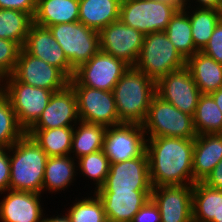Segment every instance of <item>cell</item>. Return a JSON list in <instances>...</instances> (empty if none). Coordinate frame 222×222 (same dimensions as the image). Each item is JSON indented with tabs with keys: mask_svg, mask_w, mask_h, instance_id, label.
<instances>
[{
	"mask_svg": "<svg viewBox=\"0 0 222 222\" xmlns=\"http://www.w3.org/2000/svg\"><path fill=\"white\" fill-rule=\"evenodd\" d=\"M122 0H79V22L96 31L119 20Z\"/></svg>",
	"mask_w": 222,
	"mask_h": 222,
	"instance_id": "23",
	"label": "cell"
},
{
	"mask_svg": "<svg viewBox=\"0 0 222 222\" xmlns=\"http://www.w3.org/2000/svg\"><path fill=\"white\" fill-rule=\"evenodd\" d=\"M129 68L130 66L123 60L99 50L89 61L75 69L69 84L113 91L121 76Z\"/></svg>",
	"mask_w": 222,
	"mask_h": 222,
	"instance_id": "9",
	"label": "cell"
},
{
	"mask_svg": "<svg viewBox=\"0 0 222 222\" xmlns=\"http://www.w3.org/2000/svg\"><path fill=\"white\" fill-rule=\"evenodd\" d=\"M201 94H210L222 87V64L198 51L186 61Z\"/></svg>",
	"mask_w": 222,
	"mask_h": 222,
	"instance_id": "22",
	"label": "cell"
},
{
	"mask_svg": "<svg viewBox=\"0 0 222 222\" xmlns=\"http://www.w3.org/2000/svg\"><path fill=\"white\" fill-rule=\"evenodd\" d=\"M23 49L50 65L59 68L69 79L75 69L70 65L60 44L55 40L48 27L31 24Z\"/></svg>",
	"mask_w": 222,
	"mask_h": 222,
	"instance_id": "18",
	"label": "cell"
},
{
	"mask_svg": "<svg viewBox=\"0 0 222 222\" xmlns=\"http://www.w3.org/2000/svg\"><path fill=\"white\" fill-rule=\"evenodd\" d=\"M194 1L195 0H192V2L195 3L193 7L196 8L215 9L218 11H221L222 8V0H196L195 2ZM190 2L191 0H183L184 6L190 7L192 5Z\"/></svg>",
	"mask_w": 222,
	"mask_h": 222,
	"instance_id": "42",
	"label": "cell"
},
{
	"mask_svg": "<svg viewBox=\"0 0 222 222\" xmlns=\"http://www.w3.org/2000/svg\"><path fill=\"white\" fill-rule=\"evenodd\" d=\"M10 160L9 148L0 147V194L9 189Z\"/></svg>",
	"mask_w": 222,
	"mask_h": 222,
	"instance_id": "39",
	"label": "cell"
},
{
	"mask_svg": "<svg viewBox=\"0 0 222 222\" xmlns=\"http://www.w3.org/2000/svg\"><path fill=\"white\" fill-rule=\"evenodd\" d=\"M194 139L147 138L146 152L152 187L193 185Z\"/></svg>",
	"mask_w": 222,
	"mask_h": 222,
	"instance_id": "1",
	"label": "cell"
},
{
	"mask_svg": "<svg viewBox=\"0 0 222 222\" xmlns=\"http://www.w3.org/2000/svg\"><path fill=\"white\" fill-rule=\"evenodd\" d=\"M178 9L156 0H123L119 19L143 35L165 31Z\"/></svg>",
	"mask_w": 222,
	"mask_h": 222,
	"instance_id": "8",
	"label": "cell"
},
{
	"mask_svg": "<svg viewBox=\"0 0 222 222\" xmlns=\"http://www.w3.org/2000/svg\"><path fill=\"white\" fill-rule=\"evenodd\" d=\"M183 9L187 12L190 19L193 43L201 51L208 43L214 28L222 19V11L192 6H184Z\"/></svg>",
	"mask_w": 222,
	"mask_h": 222,
	"instance_id": "29",
	"label": "cell"
},
{
	"mask_svg": "<svg viewBox=\"0 0 222 222\" xmlns=\"http://www.w3.org/2000/svg\"><path fill=\"white\" fill-rule=\"evenodd\" d=\"M156 94L180 111L194 116L201 95L187 66L174 70L156 82Z\"/></svg>",
	"mask_w": 222,
	"mask_h": 222,
	"instance_id": "12",
	"label": "cell"
},
{
	"mask_svg": "<svg viewBox=\"0 0 222 222\" xmlns=\"http://www.w3.org/2000/svg\"><path fill=\"white\" fill-rule=\"evenodd\" d=\"M193 125L197 135L222 133V112L210 94H201Z\"/></svg>",
	"mask_w": 222,
	"mask_h": 222,
	"instance_id": "31",
	"label": "cell"
},
{
	"mask_svg": "<svg viewBox=\"0 0 222 222\" xmlns=\"http://www.w3.org/2000/svg\"><path fill=\"white\" fill-rule=\"evenodd\" d=\"M0 89L9 98L17 121L25 131L38 120L53 94L51 90L20 82L12 75L0 82Z\"/></svg>",
	"mask_w": 222,
	"mask_h": 222,
	"instance_id": "6",
	"label": "cell"
},
{
	"mask_svg": "<svg viewBox=\"0 0 222 222\" xmlns=\"http://www.w3.org/2000/svg\"><path fill=\"white\" fill-rule=\"evenodd\" d=\"M48 156L26 133L9 147V189L42 194Z\"/></svg>",
	"mask_w": 222,
	"mask_h": 222,
	"instance_id": "2",
	"label": "cell"
},
{
	"mask_svg": "<svg viewBox=\"0 0 222 222\" xmlns=\"http://www.w3.org/2000/svg\"><path fill=\"white\" fill-rule=\"evenodd\" d=\"M12 76L27 85L53 92L64 89L69 78L57 67L28 54L21 48Z\"/></svg>",
	"mask_w": 222,
	"mask_h": 222,
	"instance_id": "13",
	"label": "cell"
},
{
	"mask_svg": "<svg viewBox=\"0 0 222 222\" xmlns=\"http://www.w3.org/2000/svg\"><path fill=\"white\" fill-rule=\"evenodd\" d=\"M186 66L164 31L144 35L142 49L134 68L157 82L168 73Z\"/></svg>",
	"mask_w": 222,
	"mask_h": 222,
	"instance_id": "4",
	"label": "cell"
},
{
	"mask_svg": "<svg viewBox=\"0 0 222 222\" xmlns=\"http://www.w3.org/2000/svg\"><path fill=\"white\" fill-rule=\"evenodd\" d=\"M210 95L218 105L219 109L222 112V87L219 88L217 91L211 92Z\"/></svg>",
	"mask_w": 222,
	"mask_h": 222,
	"instance_id": "44",
	"label": "cell"
},
{
	"mask_svg": "<svg viewBox=\"0 0 222 222\" xmlns=\"http://www.w3.org/2000/svg\"><path fill=\"white\" fill-rule=\"evenodd\" d=\"M25 133L17 121L9 98L0 89V147L9 148Z\"/></svg>",
	"mask_w": 222,
	"mask_h": 222,
	"instance_id": "33",
	"label": "cell"
},
{
	"mask_svg": "<svg viewBox=\"0 0 222 222\" xmlns=\"http://www.w3.org/2000/svg\"><path fill=\"white\" fill-rule=\"evenodd\" d=\"M146 138L175 137L195 139L193 116L180 111L157 94L153 96L145 121L141 124Z\"/></svg>",
	"mask_w": 222,
	"mask_h": 222,
	"instance_id": "5",
	"label": "cell"
},
{
	"mask_svg": "<svg viewBox=\"0 0 222 222\" xmlns=\"http://www.w3.org/2000/svg\"><path fill=\"white\" fill-rule=\"evenodd\" d=\"M77 97L80 121L105 127L119 125L113 91H103L83 85H71Z\"/></svg>",
	"mask_w": 222,
	"mask_h": 222,
	"instance_id": "11",
	"label": "cell"
},
{
	"mask_svg": "<svg viewBox=\"0 0 222 222\" xmlns=\"http://www.w3.org/2000/svg\"><path fill=\"white\" fill-rule=\"evenodd\" d=\"M203 183L210 188L222 191V160L213 168Z\"/></svg>",
	"mask_w": 222,
	"mask_h": 222,
	"instance_id": "41",
	"label": "cell"
},
{
	"mask_svg": "<svg viewBox=\"0 0 222 222\" xmlns=\"http://www.w3.org/2000/svg\"><path fill=\"white\" fill-rule=\"evenodd\" d=\"M79 21V0H37L33 22L48 27Z\"/></svg>",
	"mask_w": 222,
	"mask_h": 222,
	"instance_id": "24",
	"label": "cell"
},
{
	"mask_svg": "<svg viewBox=\"0 0 222 222\" xmlns=\"http://www.w3.org/2000/svg\"><path fill=\"white\" fill-rule=\"evenodd\" d=\"M79 121L76 93L68 84L64 89L53 92L41 116L29 129L70 127Z\"/></svg>",
	"mask_w": 222,
	"mask_h": 222,
	"instance_id": "17",
	"label": "cell"
},
{
	"mask_svg": "<svg viewBox=\"0 0 222 222\" xmlns=\"http://www.w3.org/2000/svg\"><path fill=\"white\" fill-rule=\"evenodd\" d=\"M42 222H71L69 216L66 214L60 216L59 214L57 216L53 217H45V214L42 218Z\"/></svg>",
	"mask_w": 222,
	"mask_h": 222,
	"instance_id": "43",
	"label": "cell"
},
{
	"mask_svg": "<svg viewBox=\"0 0 222 222\" xmlns=\"http://www.w3.org/2000/svg\"><path fill=\"white\" fill-rule=\"evenodd\" d=\"M37 8V0H0V9H15L28 13L32 18Z\"/></svg>",
	"mask_w": 222,
	"mask_h": 222,
	"instance_id": "40",
	"label": "cell"
},
{
	"mask_svg": "<svg viewBox=\"0 0 222 222\" xmlns=\"http://www.w3.org/2000/svg\"><path fill=\"white\" fill-rule=\"evenodd\" d=\"M193 185L152 187L151 199L157 205L161 222H193Z\"/></svg>",
	"mask_w": 222,
	"mask_h": 222,
	"instance_id": "16",
	"label": "cell"
},
{
	"mask_svg": "<svg viewBox=\"0 0 222 222\" xmlns=\"http://www.w3.org/2000/svg\"><path fill=\"white\" fill-rule=\"evenodd\" d=\"M48 28L74 69L89 61L100 50L99 32L79 21Z\"/></svg>",
	"mask_w": 222,
	"mask_h": 222,
	"instance_id": "7",
	"label": "cell"
},
{
	"mask_svg": "<svg viewBox=\"0 0 222 222\" xmlns=\"http://www.w3.org/2000/svg\"><path fill=\"white\" fill-rule=\"evenodd\" d=\"M77 161V171L79 175L85 176V178L92 179L93 184L96 186L97 191L104 184L106 177L110 169V161L105 155L103 150H99L89 155L83 156Z\"/></svg>",
	"mask_w": 222,
	"mask_h": 222,
	"instance_id": "34",
	"label": "cell"
},
{
	"mask_svg": "<svg viewBox=\"0 0 222 222\" xmlns=\"http://www.w3.org/2000/svg\"><path fill=\"white\" fill-rule=\"evenodd\" d=\"M106 129L107 127L99 124L79 121L74 126L70 155L77 160L90 153L103 150Z\"/></svg>",
	"mask_w": 222,
	"mask_h": 222,
	"instance_id": "28",
	"label": "cell"
},
{
	"mask_svg": "<svg viewBox=\"0 0 222 222\" xmlns=\"http://www.w3.org/2000/svg\"><path fill=\"white\" fill-rule=\"evenodd\" d=\"M20 50L16 42L0 38V82L12 75Z\"/></svg>",
	"mask_w": 222,
	"mask_h": 222,
	"instance_id": "36",
	"label": "cell"
},
{
	"mask_svg": "<svg viewBox=\"0 0 222 222\" xmlns=\"http://www.w3.org/2000/svg\"><path fill=\"white\" fill-rule=\"evenodd\" d=\"M103 204L108 222H131L151 198L152 190L94 191Z\"/></svg>",
	"mask_w": 222,
	"mask_h": 222,
	"instance_id": "19",
	"label": "cell"
},
{
	"mask_svg": "<svg viewBox=\"0 0 222 222\" xmlns=\"http://www.w3.org/2000/svg\"><path fill=\"white\" fill-rule=\"evenodd\" d=\"M164 32L186 61L199 51L193 43L190 19L184 9L176 11Z\"/></svg>",
	"mask_w": 222,
	"mask_h": 222,
	"instance_id": "30",
	"label": "cell"
},
{
	"mask_svg": "<svg viewBox=\"0 0 222 222\" xmlns=\"http://www.w3.org/2000/svg\"><path fill=\"white\" fill-rule=\"evenodd\" d=\"M91 197L75 200L66 212L71 222H108L99 197L93 192Z\"/></svg>",
	"mask_w": 222,
	"mask_h": 222,
	"instance_id": "35",
	"label": "cell"
},
{
	"mask_svg": "<svg viewBox=\"0 0 222 222\" xmlns=\"http://www.w3.org/2000/svg\"><path fill=\"white\" fill-rule=\"evenodd\" d=\"M155 94L156 82L130 67L113 89L119 120L122 123L142 124Z\"/></svg>",
	"mask_w": 222,
	"mask_h": 222,
	"instance_id": "3",
	"label": "cell"
},
{
	"mask_svg": "<svg viewBox=\"0 0 222 222\" xmlns=\"http://www.w3.org/2000/svg\"><path fill=\"white\" fill-rule=\"evenodd\" d=\"M33 18L23 11L0 9V38L16 42L23 48Z\"/></svg>",
	"mask_w": 222,
	"mask_h": 222,
	"instance_id": "32",
	"label": "cell"
},
{
	"mask_svg": "<svg viewBox=\"0 0 222 222\" xmlns=\"http://www.w3.org/2000/svg\"><path fill=\"white\" fill-rule=\"evenodd\" d=\"M131 222H161L160 211L151 198L134 215Z\"/></svg>",
	"mask_w": 222,
	"mask_h": 222,
	"instance_id": "38",
	"label": "cell"
},
{
	"mask_svg": "<svg viewBox=\"0 0 222 222\" xmlns=\"http://www.w3.org/2000/svg\"><path fill=\"white\" fill-rule=\"evenodd\" d=\"M193 222H221L222 191L196 182L192 192Z\"/></svg>",
	"mask_w": 222,
	"mask_h": 222,
	"instance_id": "26",
	"label": "cell"
},
{
	"mask_svg": "<svg viewBox=\"0 0 222 222\" xmlns=\"http://www.w3.org/2000/svg\"><path fill=\"white\" fill-rule=\"evenodd\" d=\"M76 162V159L71 155L48 157L44 170L42 194L45 191L53 194V192L58 193L60 190L62 192V190L65 191V188L68 189L79 173L76 172Z\"/></svg>",
	"mask_w": 222,
	"mask_h": 222,
	"instance_id": "25",
	"label": "cell"
},
{
	"mask_svg": "<svg viewBox=\"0 0 222 222\" xmlns=\"http://www.w3.org/2000/svg\"><path fill=\"white\" fill-rule=\"evenodd\" d=\"M152 190L147 152L131 160L111 163L104 184L97 191Z\"/></svg>",
	"mask_w": 222,
	"mask_h": 222,
	"instance_id": "15",
	"label": "cell"
},
{
	"mask_svg": "<svg viewBox=\"0 0 222 222\" xmlns=\"http://www.w3.org/2000/svg\"><path fill=\"white\" fill-rule=\"evenodd\" d=\"M74 126L53 129H28L26 134L46 152L48 157L70 155Z\"/></svg>",
	"mask_w": 222,
	"mask_h": 222,
	"instance_id": "27",
	"label": "cell"
},
{
	"mask_svg": "<svg viewBox=\"0 0 222 222\" xmlns=\"http://www.w3.org/2000/svg\"><path fill=\"white\" fill-rule=\"evenodd\" d=\"M201 52L222 64V19L214 28L213 34Z\"/></svg>",
	"mask_w": 222,
	"mask_h": 222,
	"instance_id": "37",
	"label": "cell"
},
{
	"mask_svg": "<svg viewBox=\"0 0 222 222\" xmlns=\"http://www.w3.org/2000/svg\"><path fill=\"white\" fill-rule=\"evenodd\" d=\"M141 124L121 123L107 127L103 151L111 163L139 157L146 152L147 138Z\"/></svg>",
	"mask_w": 222,
	"mask_h": 222,
	"instance_id": "10",
	"label": "cell"
},
{
	"mask_svg": "<svg viewBox=\"0 0 222 222\" xmlns=\"http://www.w3.org/2000/svg\"><path fill=\"white\" fill-rule=\"evenodd\" d=\"M160 2H165L170 5L175 6L178 10H182L184 8L183 0H156Z\"/></svg>",
	"mask_w": 222,
	"mask_h": 222,
	"instance_id": "45",
	"label": "cell"
},
{
	"mask_svg": "<svg viewBox=\"0 0 222 222\" xmlns=\"http://www.w3.org/2000/svg\"><path fill=\"white\" fill-rule=\"evenodd\" d=\"M143 40L141 32L125 25L120 19L99 31L100 50L123 60L130 67L136 64Z\"/></svg>",
	"mask_w": 222,
	"mask_h": 222,
	"instance_id": "14",
	"label": "cell"
},
{
	"mask_svg": "<svg viewBox=\"0 0 222 222\" xmlns=\"http://www.w3.org/2000/svg\"><path fill=\"white\" fill-rule=\"evenodd\" d=\"M222 160V133L201 134L194 139L193 185L203 182Z\"/></svg>",
	"mask_w": 222,
	"mask_h": 222,
	"instance_id": "21",
	"label": "cell"
},
{
	"mask_svg": "<svg viewBox=\"0 0 222 222\" xmlns=\"http://www.w3.org/2000/svg\"><path fill=\"white\" fill-rule=\"evenodd\" d=\"M7 193V194H6ZM0 202L2 222H42L41 194L8 189Z\"/></svg>",
	"mask_w": 222,
	"mask_h": 222,
	"instance_id": "20",
	"label": "cell"
}]
</instances>
